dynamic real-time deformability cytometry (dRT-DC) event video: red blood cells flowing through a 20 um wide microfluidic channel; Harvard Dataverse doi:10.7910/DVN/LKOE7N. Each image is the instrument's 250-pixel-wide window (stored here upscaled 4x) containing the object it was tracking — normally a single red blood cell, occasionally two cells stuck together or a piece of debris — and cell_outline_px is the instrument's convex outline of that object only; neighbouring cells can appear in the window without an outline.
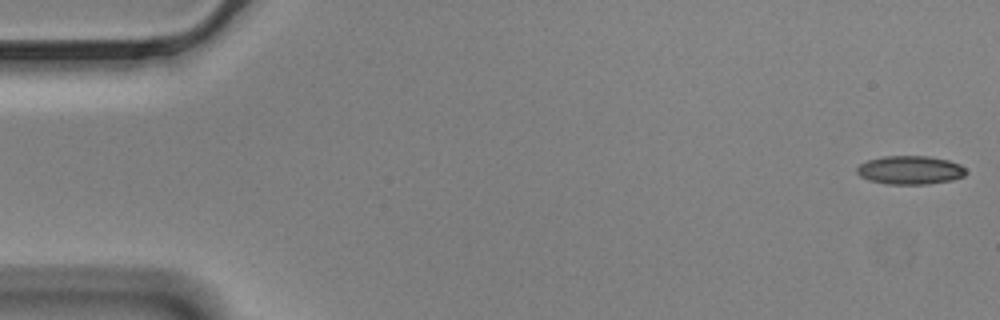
{"species": "Egyptian fruit bat (a non-hibernating species)", "species_latin": "Rousettus aegyptiacus", "temperature_condition": "cold", "stored_images_in_passage": 57, "camera_frame_rate_fps": 3000, "um_per_image_px": 0.085, "animal": {"sex": "male"}, "frame": {"image": 1, "passage_image": 1, "time_ms": 0.0, "image_size_px": [1000, 320], "cell_outline_px": [[968, 172], [964, 176], [952, 180], [928, 184], [884, 184], [868, 180], [860, 176], [856, 172], [856, 168], [860, 164], [868, 160], [884, 156], [928, 156], [948, 160], [960, 164]], "centroid_in_image_um": [77.36, 14.46], "position_along_channel_um": 7.6, "area_um2": 18.26}}
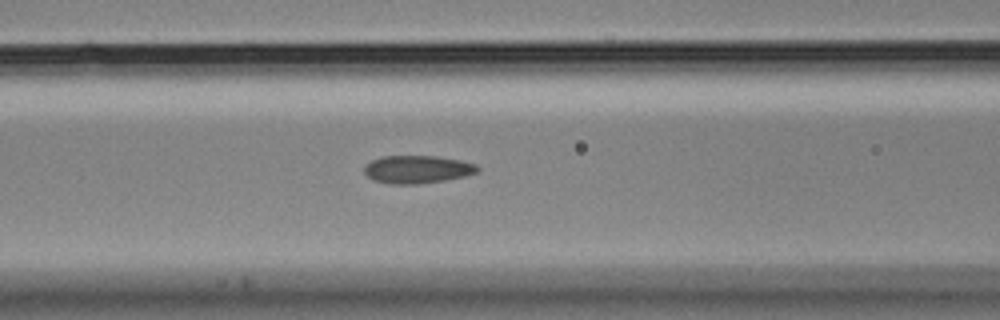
{"frame": {"image": 2, "passage_image": 23, "time_ms": 7.333, "image_size_px": [1000, 320], "cell_outline_px": [[480, 168], [476, 172], [464, 176], [444, 180], [416, 184], [388, 184], [372, 180], [364, 172], [364, 164], [372, 160], [384, 156], [436, 156], [460, 160], [476, 164]], "centroid_in_image_um": [35.43, 14.39], "position_along_channel_um": 131.2, "area_um2": 18.38}}
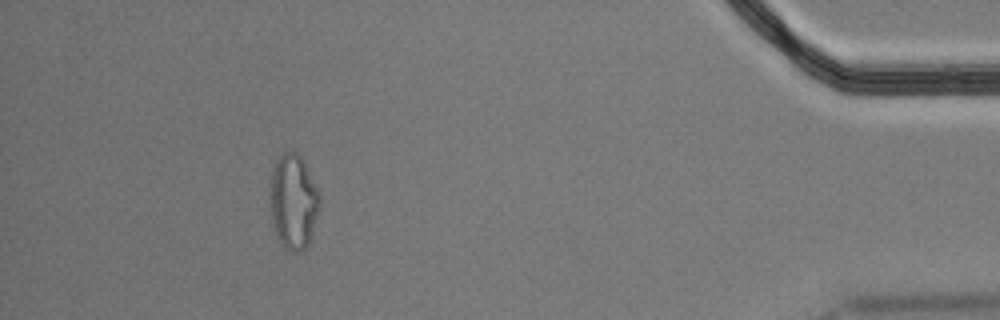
{"frame": {"image": 3, "passage_image": 52, "time_ms": 17.0, "image_size_px": [1000, 320], "cell_outline_px": [[320, 208], [308, 244], [300, 252], [292, 252], [280, 240], [276, 232], [272, 220], [272, 168], [276, 160], [284, 152], [292, 148], [304, 160], [320, 196]], "centroid_in_image_um": [24.97, 17.08], "position_along_channel_um": 410.2, "area_um2": 26.82}, "authors_computed_cell_mechanics": {"area_um2": 18.4382, "velocity_mm_per_s": 3.4851, "shape_relaxation_time_tau1_ms": null, "shape_relaxation_time_tau2_ms": 2.8702, "deformation_change_tau1": null, "deformation_change_tau2": 0.1099}}